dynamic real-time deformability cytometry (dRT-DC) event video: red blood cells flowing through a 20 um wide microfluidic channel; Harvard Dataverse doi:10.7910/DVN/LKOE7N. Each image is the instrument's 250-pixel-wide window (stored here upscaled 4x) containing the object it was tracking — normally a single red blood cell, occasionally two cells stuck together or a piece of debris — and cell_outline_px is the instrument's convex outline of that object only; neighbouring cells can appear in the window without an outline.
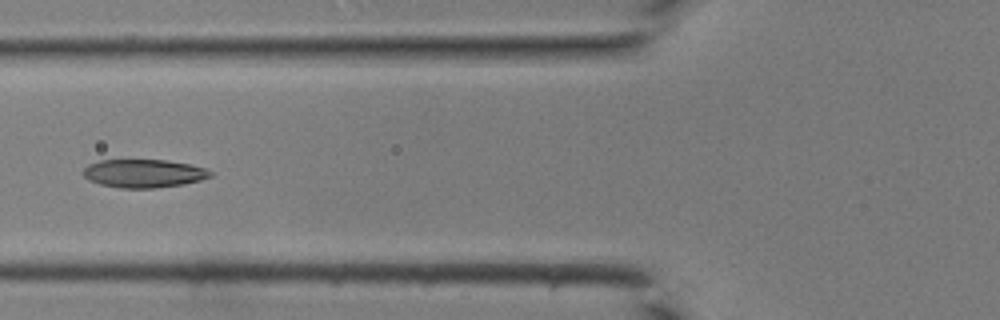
{"species": "common noctule bat (a hibernating species)", "species_latin": "Nyctalus noctula", "temperature_condition": "room temperature", "stored_images_in_passage": 42, "camera_frame_rate_fps": 3000, "um_per_image_px": 0.085, "animal": {"sex": "male", "body_mass_g": 19.0, "forearm_length_mm": 50.8}, "frame": {"image": 1, "passage_image": 17, "time_ms": 5.333, "image_size_px": [1000, 320], "cell_outline_px": [[212, 176], [200, 180], [184, 184], [156, 188], [120, 188], [100, 184], [88, 180], [84, 176], [84, 168], [88, 164], [100, 160], [164, 160], [188, 164], [204, 168], [212, 172]], "centroid_in_image_um": [12.2, 14.74], "position_along_channel_um": 113.6, "area_um2": 20.87}}
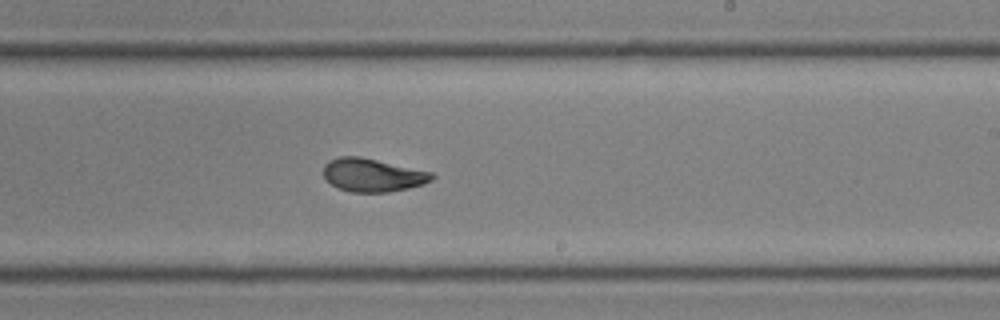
{"frame": {"image": 2, "passage_image": 26, "time_ms": 8.333, "image_size_px": [1000, 320], "cell_outline_px": [[436, 176], [432, 180], [424, 184], [408, 188], [388, 192], [352, 192], [336, 188], [324, 176], [324, 164], [328, 160], [340, 156], [360, 156], [432, 172]], "centroid_in_image_um": [31.67, 14.88], "position_along_channel_um": 257.3, "area_um2": 21.04}}
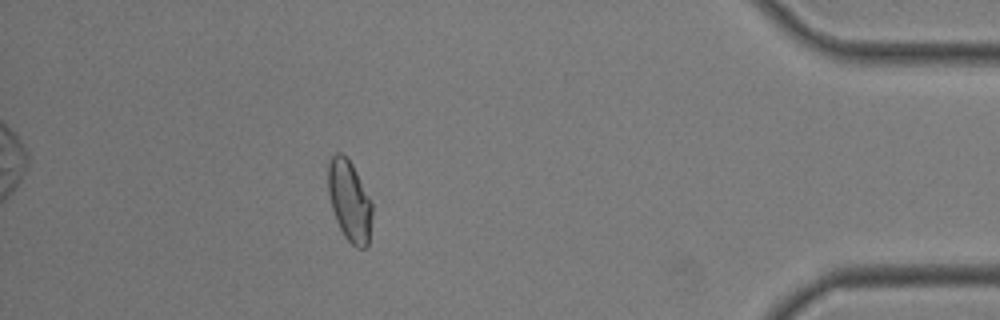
{"frame": {"image": 3, "passage_image": 38, "time_ms": 12.333, "image_size_px": [1000, 320], "cell_outline_px": [[372, 216], [368, 244], [364, 248], [356, 248], [344, 236], [336, 220], [332, 208], [328, 192], [328, 164], [332, 156], [336, 152], [340, 152], [352, 164], [372, 200]], "centroid_in_image_um": [29.71, 17.08], "position_along_channel_um": 405.5, "area_um2": 20.75}}